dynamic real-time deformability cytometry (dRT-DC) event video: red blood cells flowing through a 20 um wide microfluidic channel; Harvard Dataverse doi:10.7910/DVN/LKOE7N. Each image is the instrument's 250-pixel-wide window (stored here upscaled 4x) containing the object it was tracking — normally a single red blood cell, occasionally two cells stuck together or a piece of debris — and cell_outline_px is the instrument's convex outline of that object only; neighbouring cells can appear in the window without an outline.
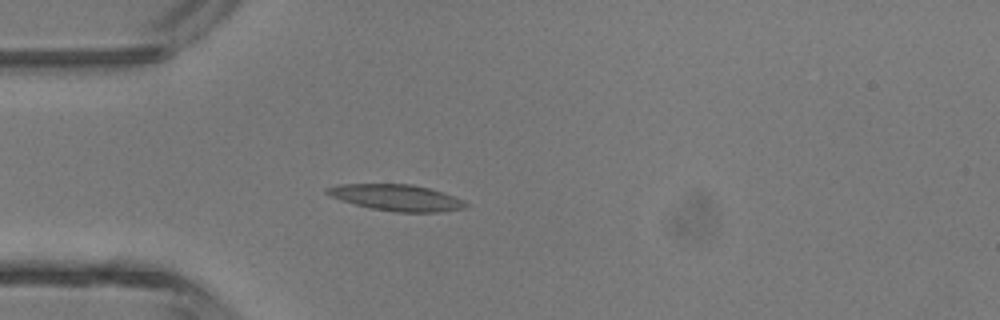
{"species": "common noctule bat (a hibernating species)", "species_latin": "Nyctalus noctula", "temperature_condition": "room temperature", "stored_images_in_passage": 3, "camera_frame_rate_fps": 3000, "um_per_image_px": 0.085, "animal": {"sex": "male", "body_mass_g": 13.3}, "frame": {"image": 1, "passage_image": 3, "time_ms": 0.667, "image_size_px": [1000, 320], "cell_outline_px": [[468, 204], [464, 208], [440, 212], [396, 212], [372, 208], [340, 200], [324, 192], [324, 188], [340, 184], [412, 184], [428, 188], [464, 200]], "centroid_in_image_um": [33.68, 16.79], "position_along_channel_um": 51.3, "area_um2": 20.98}}